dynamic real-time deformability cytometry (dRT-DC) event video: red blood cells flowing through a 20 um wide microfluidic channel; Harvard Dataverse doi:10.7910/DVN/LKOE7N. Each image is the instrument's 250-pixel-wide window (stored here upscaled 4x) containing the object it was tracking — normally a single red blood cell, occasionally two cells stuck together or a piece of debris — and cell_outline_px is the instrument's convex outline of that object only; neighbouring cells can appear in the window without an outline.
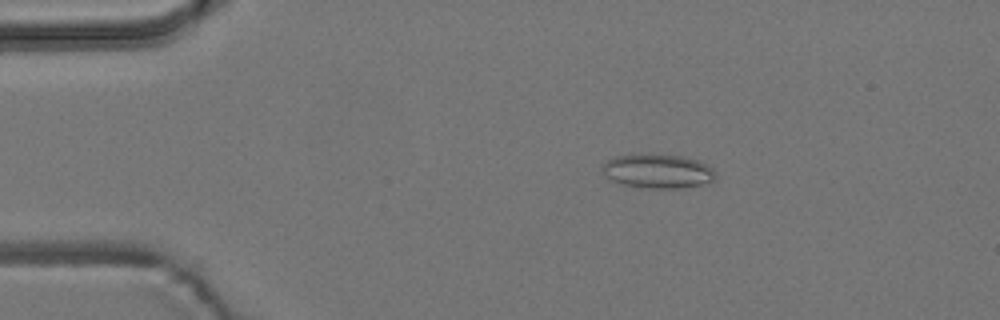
{"species": "common noctule bat (a hibernating species)", "species_latin": "Nyctalus noctula", "temperature_condition": "room temperature", "stored_images_in_passage": 4, "camera_frame_rate_fps": 3000, "um_per_image_px": 0.085, "animal": {"sex": "male", "body_mass_g": 19.2, "forearm_length_mm": 51.8}, "frame": {"image": 1, "passage_image": 1, "time_ms": 0.0, "image_size_px": [1000, 320], "cell_outline_px": [[716, 180], [684, 188], [644, 188], [624, 184], [612, 180], [604, 176], [600, 168], [608, 160], [616, 156], [680, 156], [696, 160], [712, 168], [716, 172]], "centroid_in_image_um": [55.92, 14.59], "position_along_channel_um": 29.1, "area_um2": 21.91}}